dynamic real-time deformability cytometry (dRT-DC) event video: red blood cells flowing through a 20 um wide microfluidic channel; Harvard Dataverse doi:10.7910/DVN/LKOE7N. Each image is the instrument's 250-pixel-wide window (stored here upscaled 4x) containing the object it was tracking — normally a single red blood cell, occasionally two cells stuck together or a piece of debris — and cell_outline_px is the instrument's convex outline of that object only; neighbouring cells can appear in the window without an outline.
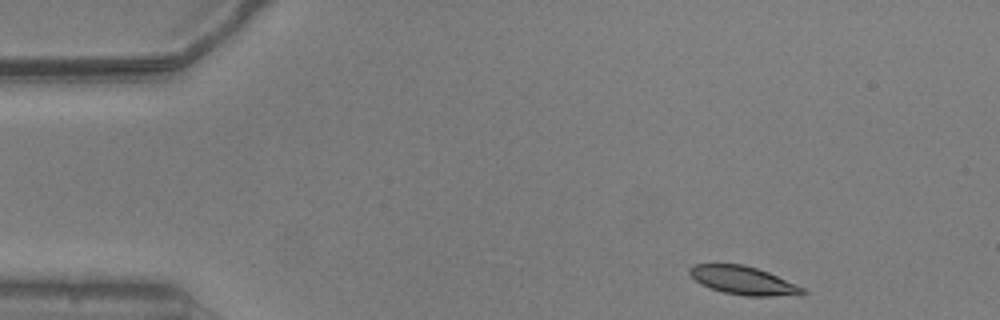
{"species": "common noctule bat (a hibernating species)", "species_latin": "Nyctalus noctula", "temperature_condition": "warm", "stored_images_in_passage": 48, "camera_frame_rate_fps": 3000, "um_per_image_px": 0.085, "animal": {"sex": "male", "body_mass_g": 20.5, "forearm_length_mm": 52.5}, "frame": {"image": 1, "passage_image": 1, "time_ms": 0.0, "image_size_px": [1000, 320], "cell_outline_px": [[808, 292], [772, 296], [744, 296], [724, 292], [700, 284], [688, 272], [688, 268], [696, 264], [744, 264], [768, 272], [796, 284], [804, 288]], "centroid_in_image_um": [63.14, 23.82], "position_along_channel_um": 21.9, "area_um2": 18.32}}
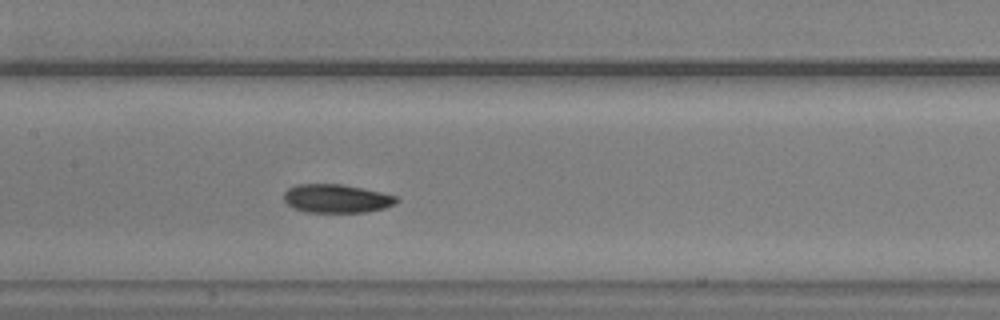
{"frame": {"image": 2, "passage_image": 20, "time_ms": 6.333, "image_size_px": [1000, 320], "cell_outline_px": [[400, 200], [396, 204], [384, 208], [368, 212], [308, 212], [296, 208], [288, 204], [284, 200], [284, 192], [288, 188], [296, 184], [344, 184], [380, 192], [396, 196]], "centroid_in_image_um": [28.63, 16.87], "position_along_channel_um": 178.8, "area_um2": 18.73}}
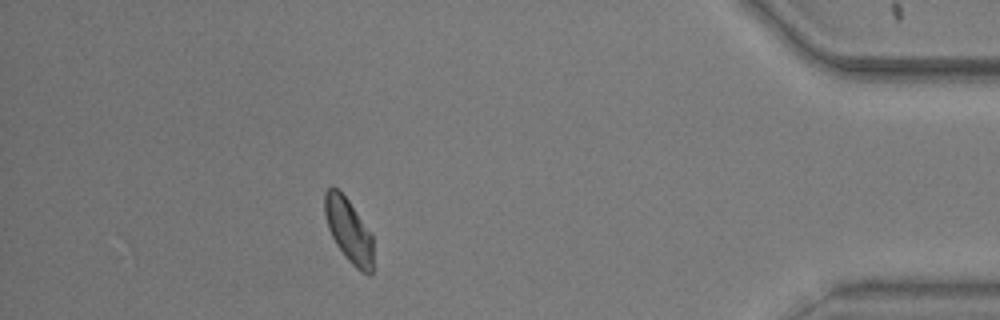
{"frame": {"image": 3, "passage_image": 42, "time_ms": 13.667, "image_size_px": [1000, 320], "cell_outline_px": [[372, 272], [368, 276], [360, 272], [348, 260], [336, 244], [328, 228], [324, 212], [324, 192], [332, 184], [348, 200], [372, 236]], "centroid_in_image_um": [29.61, 19.59], "position_along_channel_um": 405.6, "area_um2": 17.8}, "authors_computed_cell_mechanics": {"area_um2": 18.4382, "velocity_mm_per_s": 3.7492, "shape_relaxation_time_tau1_ms": 4.4466, "shape_relaxation_time_tau2_ms": 8.1666, "deformation_change_tau1": 0.0888, "deformation_change_tau2": 0.1379}}